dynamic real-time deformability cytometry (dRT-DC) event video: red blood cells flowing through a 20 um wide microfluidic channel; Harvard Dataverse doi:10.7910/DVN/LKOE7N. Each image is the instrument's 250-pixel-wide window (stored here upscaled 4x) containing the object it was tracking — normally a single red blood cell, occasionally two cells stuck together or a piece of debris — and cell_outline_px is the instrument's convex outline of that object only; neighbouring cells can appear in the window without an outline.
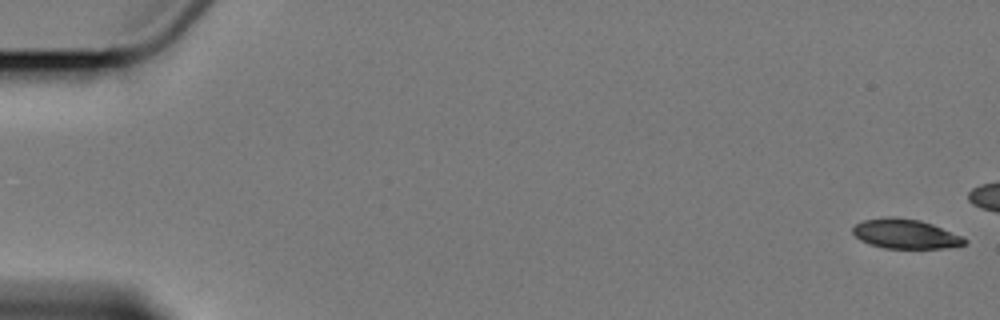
{"species": "Egyptian fruit bat (a non-hibernating species)", "species_latin": "Rousettus aegyptiacus", "temperature_condition": "cold", "stored_images_in_passage": 6, "camera_frame_rate_fps": 3000, "um_per_image_px": 0.085, "animal": {"sex": "female"}, "frame": {"image": 1, "passage_image": 1, "time_ms": 0.0, "image_size_px": [1000, 320], "cell_outline_px": [[968, 240], [964, 244], [944, 248], [884, 248], [868, 244], [860, 240], [852, 232], [852, 228], [856, 224], [864, 220], [888, 216], [896, 216], [920, 220], [932, 224], [964, 236]], "centroid_in_image_um": [76.96, 19.87], "position_along_channel_um": 8.0, "area_um2": 19.36}}
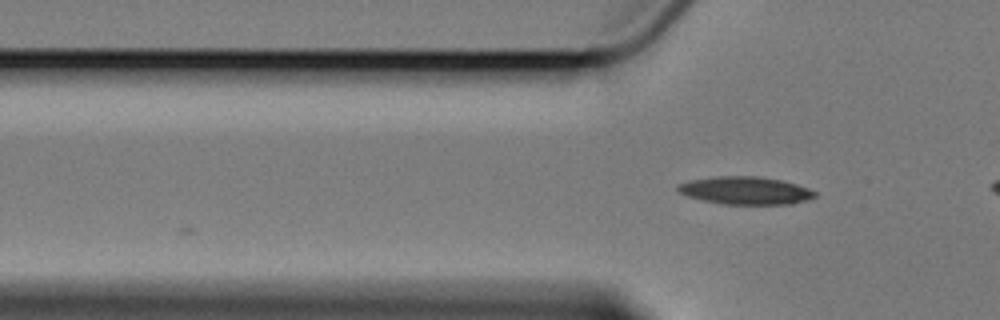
{"frame": {"image": 2, "passage_image": 6, "time_ms": 6.0, "image_size_px": [1000, 320], "cell_outline_px": [[816, 196], [792, 204], [724, 204], [704, 200], [688, 196], [680, 192], [676, 188], [680, 184], [692, 180], [716, 176], [760, 176], [784, 180], [808, 188], [816, 192]], "centroid_in_image_um": [63.4, 16.18], "position_along_channel_um": 62.4, "area_um2": 21.96}}